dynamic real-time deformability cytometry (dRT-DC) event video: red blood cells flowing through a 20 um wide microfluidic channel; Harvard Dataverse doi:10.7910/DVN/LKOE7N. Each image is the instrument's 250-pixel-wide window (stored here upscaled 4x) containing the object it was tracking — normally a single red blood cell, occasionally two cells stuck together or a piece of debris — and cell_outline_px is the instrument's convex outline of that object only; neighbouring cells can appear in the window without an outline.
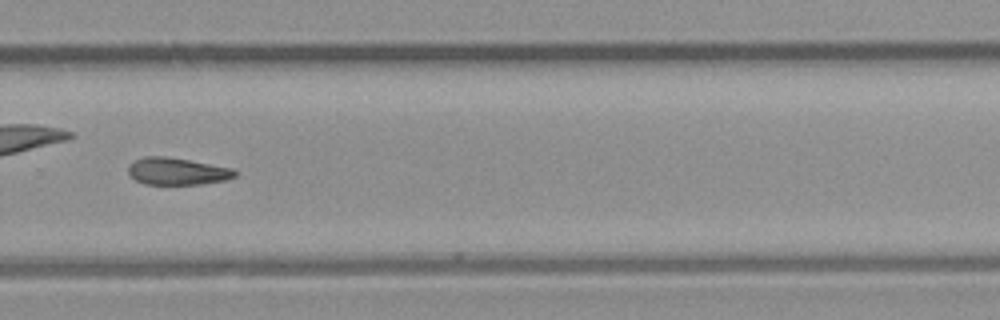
{"species": "common noctule bat (a hibernating species)", "species_latin": "Nyctalus noctula", "temperature_condition": "room temperature", "stored_images_in_passage": 22, "camera_frame_rate_fps": 3000, "um_per_image_px": 0.085, "animal": {"sex": "male", "body_mass_g": 23.1, "forearm_length_mm": 52.7}, "frame": {"image": 1, "passage_image": 21, "time_ms": 6.667, "image_size_px": [1000, 320], "cell_outline_px": [[236, 176], [224, 180], [200, 184], [144, 184], [136, 180], [128, 172], [128, 168], [132, 160], [144, 156], [164, 156], [188, 160], [232, 168], [236, 172]], "centroid_in_image_um": [15.01, 14.55], "position_along_channel_um": 314.8, "area_um2": 16.7}}